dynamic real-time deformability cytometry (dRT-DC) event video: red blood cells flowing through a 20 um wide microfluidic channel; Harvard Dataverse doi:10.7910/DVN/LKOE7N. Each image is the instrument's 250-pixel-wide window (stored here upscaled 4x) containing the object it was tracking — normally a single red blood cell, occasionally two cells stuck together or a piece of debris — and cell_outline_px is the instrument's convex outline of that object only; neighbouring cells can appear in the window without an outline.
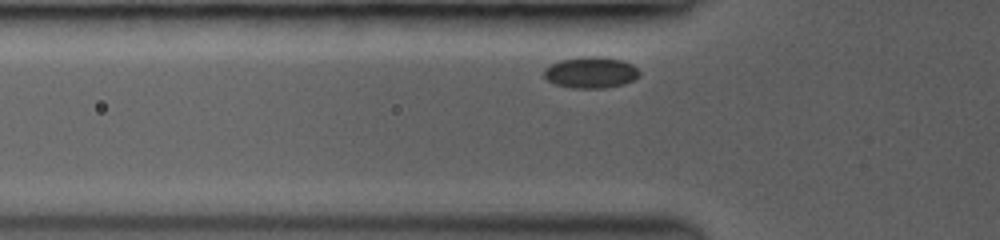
{"species": "common noctule bat (a hibernating species)", "species_latin": "Nyctalus noctula", "temperature_condition": "room temperature", "stored_images_in_passage": 34, "camera_frame_rate_fps": 3500, "um_per_image_px": 0.085, "animal": {"sex": "female", "body_mass_g": 19.0, "forearm_length_mm": 53.3}, "frame": {"image": 1, "passage_image": 3, "time_ms": 0.571, "image_size_px": [1000, 240], "cell_outline_px": [[640, 76], [624, 84], [600, 88], [572, 88], [556, 84], [548, 80], [544, 76], [544, 68], [560, 60], [580, 56], [600, 56], [624, 60], [632, 64], [640, 72]], "centroid_in_image_um": [50.23, 6.14], "position_along_channel_um": 75.6, "area_um2": 17.46}}
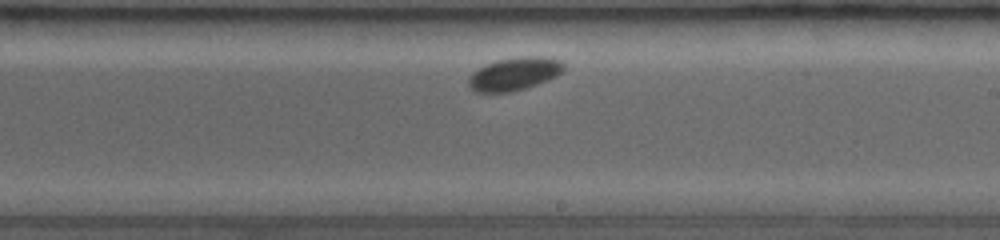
{"frame": {"image": 2, "passage_image": 19, "time_ms": 5.143, "image_size_px": [1000, 240], "cell_outline_px": [[564, 68], [556, 76], [548, 80], [524, 88], [508, 92], [476, 92], [468, 84], [468, 76], [472, 72], [484, 64], [496, 60], [512, 56], [544, 56], [560, 60], [564, 64]], "centroid_in_image_um": [43.69, 6.25], "position_along_channel_um": 245.3, "area_um2": 18.44}}
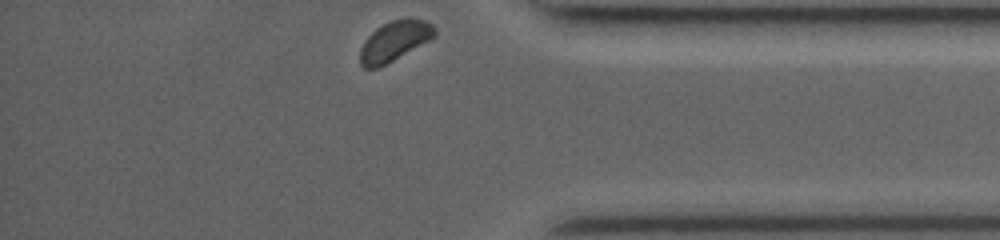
{"frame": {"image": 3, "passage_image": 34, "time_ms": 9.429, "image_size_px": [1000, 240], "cell_outline_px": [[436, 36], [392, 60], [376, 68], [364, 68], [360, 64], [360, 48], [368, 36], [376, 28], [392, 20], [424, 20], [432, 24], [436, 28]], "centroid_in_image_um": [33.51, 3.5], "position_along_channel_um": 401.7, "area_um2": 16.76}}